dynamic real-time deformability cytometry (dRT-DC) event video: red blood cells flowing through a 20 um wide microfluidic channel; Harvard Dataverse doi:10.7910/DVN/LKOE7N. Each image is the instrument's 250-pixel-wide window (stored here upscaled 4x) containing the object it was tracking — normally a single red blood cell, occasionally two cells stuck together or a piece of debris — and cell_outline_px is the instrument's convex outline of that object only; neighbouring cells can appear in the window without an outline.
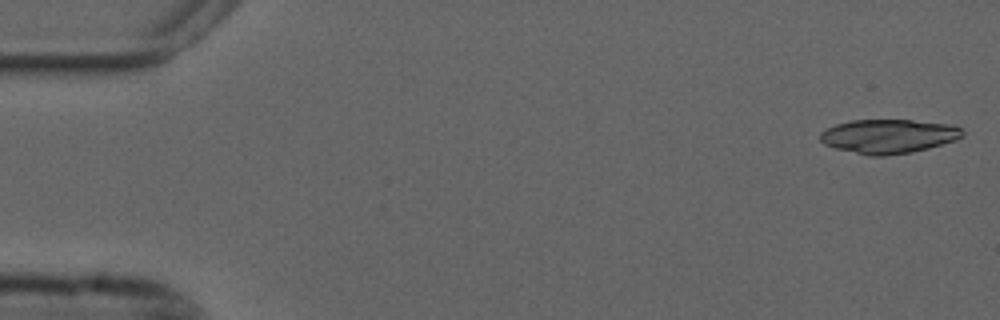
{"species": "common noctule bat (a hibernating species)", "species_latin": "Nyctalus noctula", "temperature_condition": "cold", "stored_images_in_passage": 14, "camera_frame_rate_fps": 3000, "um_per_image_px": 0.085, "animal": {"sex": "male", "forearm_length_mm": 52.5}, "frame": {"image": 1, "passage_image": 1, "time_ms": 0.0, "image_size_px": [1000, 320], "cell_outline_px": [[964, 136], [956, 140], [928, 148], [912, 152], [884, 156], [872, 156], [836, 148], [824, 144], [820, 140], [820, 132], [836, 124], [852, 120], [912, 120], [956, 124], [964, 132]], "centroid_in_image_um": [75.57, 11.57], "position_along_channel_um": 9.4, "area_um2": 28.32}}